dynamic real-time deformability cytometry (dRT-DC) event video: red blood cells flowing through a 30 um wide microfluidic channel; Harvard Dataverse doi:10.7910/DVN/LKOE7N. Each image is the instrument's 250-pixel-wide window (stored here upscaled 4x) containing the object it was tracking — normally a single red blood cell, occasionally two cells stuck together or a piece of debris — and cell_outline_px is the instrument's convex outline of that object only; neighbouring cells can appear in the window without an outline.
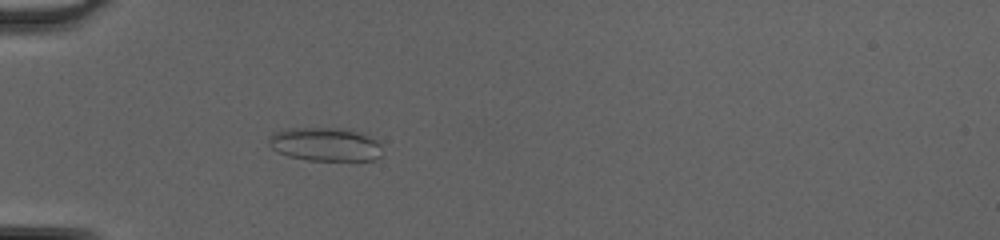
{"species": "common noctule bat (a hibernating species)", "species_latin": "Nyctalus noctula", "temperature_condition": "cold", "stored_images_in_passage": 51, "camera_frame_rate_fps": 3000, "um_per_image_px": 0.085, "animal": {"sex": "female", "body_mass_g": 20.0, "forearm_length_mm": 54.0}, "frame": {"image": 1, "passage_image": 18, "time_ms": 5.667, "image_size_px": [1000, 240], "cell_outline_px": [[380, 156], [372, 160], [308, 160], [288, 156], [272, 148], [268, 144], [268, 136], [272, 132], [288, 128], [352, 128], [376, 140], [380, 144]], "centroid_in_image_um": [27.61, 12.25], "position_along_channel_um": 57.4, "area_um2": 22.31}}
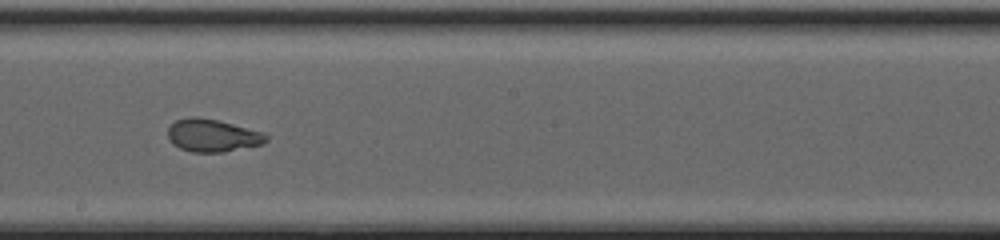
{"frame": {"image": 2, "passage_image": 31, "time_ms": 10.0, "image_size_px": [1000, 240], "cell_outline_px": [[268, 140], [264, 144], [224, 152], [192, 152], [180, 148], [172, 144], [168, 136], [168, 128], [176, 120], [188, 116], [196, 116], [216, 120], [264, 132], [268, 136]], "centroid_in_image_um": [18.07, 11.52], "position_along_channel_um": 230.1, "area_um2": 18.79}}
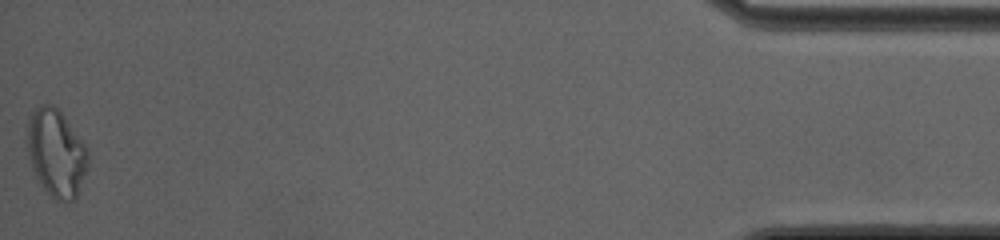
{"frame": {"image": 3, "passage_image": 51, "time_ms": 16.667, "image_size_px": [1000, 240], "cell_outline_px": [[88, 168], [76, 196], [68, 204], [56, 200], [44, 188], [36, 176], [28, 156], [24, 140], [28, 116], [40, 104], [52, 104], [64, 116], [88, 148]], "centroid_in_image_um": [4.75, 12.98], "position_along_channel_um": 430.5, "area_um2": 31.39}, "authors_computed_cell_mechanics": {"area_um2": 22.3686, "velocity_mm_per_s": 4.2591, "shape_relaxation_time_tau1_ms": null, "shape_relaxation_time_tau2_ms": 1.2506, "deformation_change_tau1": null, "deformation_change_tau2": 0.0658}}